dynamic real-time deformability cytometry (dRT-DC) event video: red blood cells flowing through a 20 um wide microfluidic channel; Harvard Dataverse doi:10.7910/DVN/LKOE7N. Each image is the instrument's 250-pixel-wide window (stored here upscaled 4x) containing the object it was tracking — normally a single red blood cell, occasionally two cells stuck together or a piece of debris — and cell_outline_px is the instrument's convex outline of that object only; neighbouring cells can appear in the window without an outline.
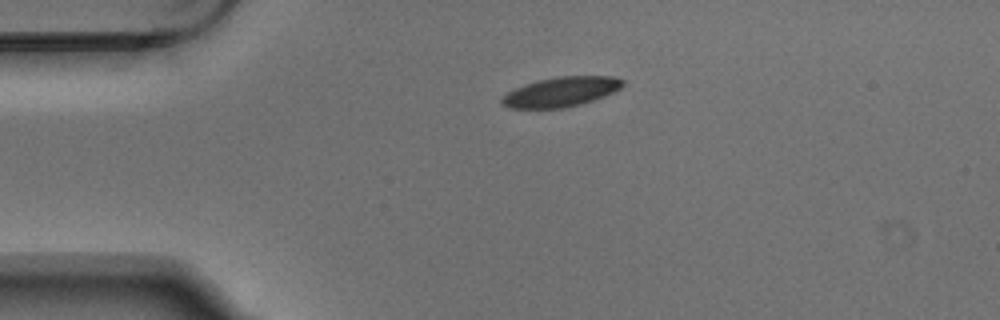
{"species": "Egyptian fruit bat (a non-hibernating species)", "species_latin": "Rousettus aegyptiacus", "temperature_condition": "warm", "stored_images_in_passage": 2, "camera_frame_rate_fps": 3000, "um_per_image_px": 0.085, "animal": {"sex": "male"}, "frame": {"image": 1, "passage_image": 1, "time_ms": 0.0, "image_size_px": [1000, 320], "cell_outline_px": [[624, 84], [620, 88], [604, 96], [580, 104], [564, 108], [512, 108], [504, 104], [500, 100], [508, 92], [524, 84], [540, 80], [560, 76], [616, 76], [624, 80]], "centroid_in_image_um": [47.72, 7.8], "position_along_channel_um": 37.3, "area_um2": 20.63}}